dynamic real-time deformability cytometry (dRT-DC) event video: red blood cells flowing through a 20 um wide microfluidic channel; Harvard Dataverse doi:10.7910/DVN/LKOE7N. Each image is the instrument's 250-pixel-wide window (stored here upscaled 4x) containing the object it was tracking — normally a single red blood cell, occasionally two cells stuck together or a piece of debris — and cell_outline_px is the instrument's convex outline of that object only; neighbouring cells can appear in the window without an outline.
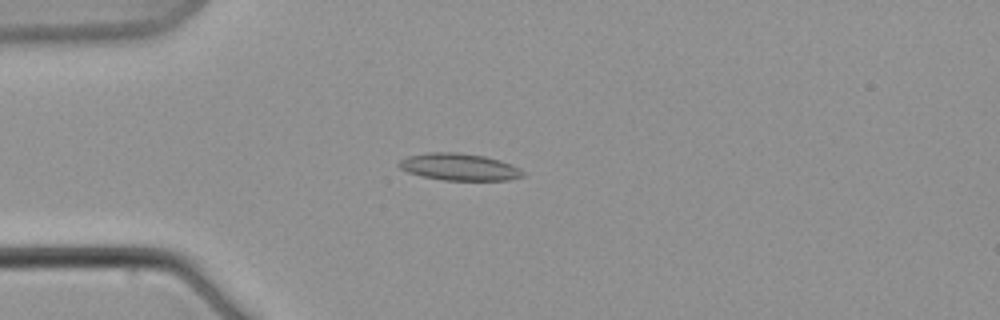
{"species": "common noctule bat (a hibernating species)", "species_latin": "Nyctalus noctula", "temperature_condition": "warm", "stored_images_in_passage": 7, "camera_frame_rate_fps": 3000, "um_per_image_px": 0.085, "animal": {"sex": "male", "body_mass_g": 21.5, "forearm_length_mm": 52.0}, "frame": {"image": 1, "passage_image": 5, "time_ms": 5.667, "image_size_px": [1000, 320], "cell_outline_px": [[524, 176], [508, 180], [444, 180], [420, 176], [408, 172], [400, 168], [396, 164], [400, 160], [408, 156], [428, 152], [456, 152], [484, 156], [500, 160], [512, 164], [520, 168], [524, 172]], "centroid_in_image_um": [39.03, 14.19], "position_along_channel_um": 46.0, "area_um2": 19.59}}
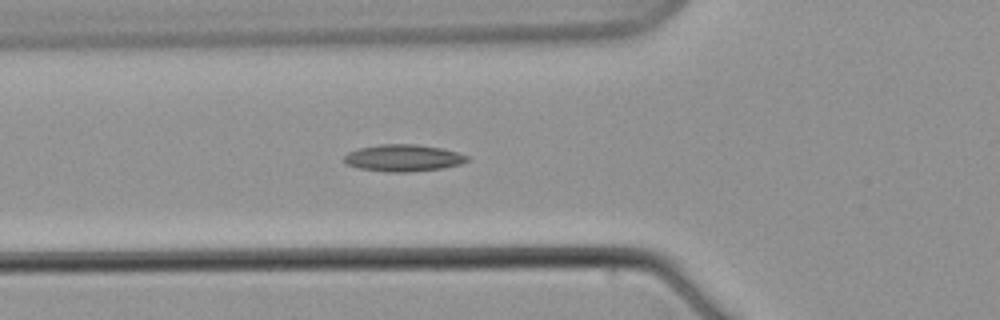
{"frame": {"image": 2, "passage_image": 7, "time_ms": 8.0, "image_size_px": [1000, 320], "cell_outline_px": [[468, 160], [460, 164], [444, 168], [408, 172], [388, 172], [360, 168], [348, 164], [344, 160], [344, 156], [348, 152], [360, 148], [380, 144], [416, 144], [440, 148], [456, 152], [468, 156]], "centroid_in_image_um": [34.28, 13.43], "position_along_channel_um": 91.5, "area_um2": 19.07}}